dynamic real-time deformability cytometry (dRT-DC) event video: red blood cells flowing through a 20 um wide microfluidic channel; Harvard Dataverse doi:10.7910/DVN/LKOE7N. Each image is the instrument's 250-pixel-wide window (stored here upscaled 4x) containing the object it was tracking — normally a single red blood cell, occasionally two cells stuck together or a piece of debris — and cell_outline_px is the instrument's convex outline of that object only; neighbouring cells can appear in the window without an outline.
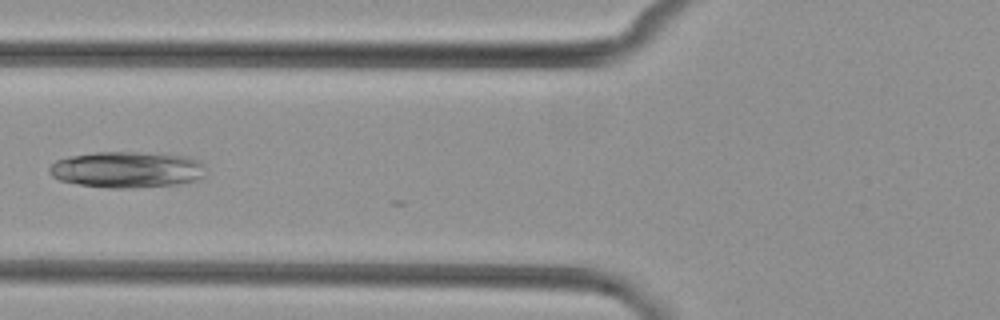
{"species": "common noctule bat (a hibernating species)", "species_latin": "Nyctalus noctula", "temperature_condition": "cold", "stored_images_in_passage": 6, "camera_frame_rate_fps": 3000, "um_per_image_px": 0.085, "animal": {"sex": "female", "body_mass_g": 29.2, "forearm_length_mm": 56.3}, "frame": {"image": 1, "passage_image": 6, "time_ms": 7.0, "image_size_px": [1000, 320], "cell_outline_px": [[204, 176], [196, 180], [180, 184], [132, 188], [108, 188], [80, 184], [60, 180], [52, 176], [48, 172], [48, 168], [56, 160], [68, 156], [96, 152], [136, 152], [188, 156], [200, 160], [204, 164]], "centroid_in_image_um": [10.8, 14.41], "position_along_channel_um": 115.0, "area_um2": 33.18}}